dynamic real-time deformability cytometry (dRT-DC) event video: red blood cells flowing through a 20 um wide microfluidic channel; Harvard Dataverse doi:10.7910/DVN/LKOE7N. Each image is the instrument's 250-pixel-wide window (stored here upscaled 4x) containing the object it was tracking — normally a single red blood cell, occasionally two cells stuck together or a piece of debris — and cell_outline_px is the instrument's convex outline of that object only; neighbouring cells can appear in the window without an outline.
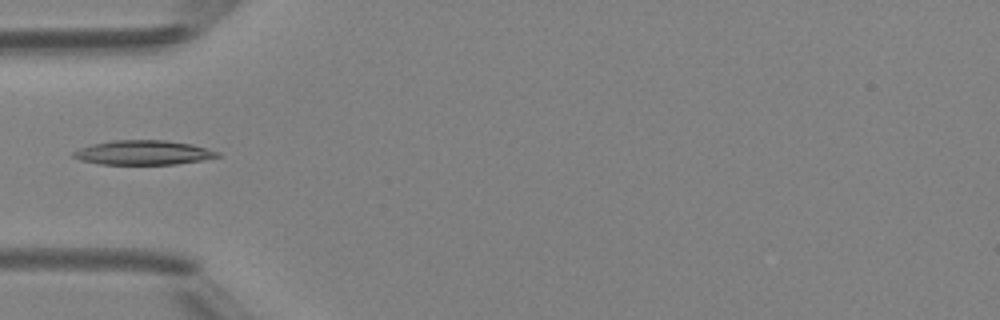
{"species": "Egyptian fruit bat (a non-hibernating species)", "species_latin": "Rousettus aegyptiacus", "temperature_condition": "room temperature", "stored_images_in_passage": 3, "camera_frame_rate_fps": 3000, "um_per_image_px": 0.085, "animal": {"sex": "female"}, "frame": {"image": 1, "passage_image": 3, "time_ms": 2.333, "image_size_px": [1000, 320], "cell_outline_px": [[220, 156], [200, 160], [176, 164], [100, 164], [80, 160], [72, 156], [72, 152], [80, 148], [92, 144], [112, 140], [164, 140], [192, 144], [220, 152]], "centroid_in_image_um": [12.16, 12.97], "position_along_channel_um": 72.8, "area_um2": 20.4}}